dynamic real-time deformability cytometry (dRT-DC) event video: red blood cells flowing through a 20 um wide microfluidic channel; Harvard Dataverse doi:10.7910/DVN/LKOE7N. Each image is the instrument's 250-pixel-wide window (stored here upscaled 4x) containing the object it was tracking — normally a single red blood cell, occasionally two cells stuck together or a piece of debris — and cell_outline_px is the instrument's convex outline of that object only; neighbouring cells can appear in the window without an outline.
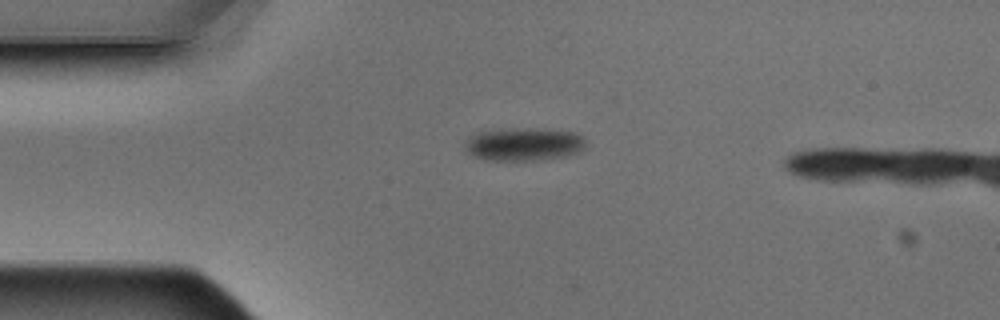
{"species": "Egyptian fruit bat (a non-hibernating species)", "species_latin": "Rousettus aegyptiacus", "temperature_condition": "warm", "stored_images_in_passage": 7, "camera_frame_rate_fps": 3000, "um_per_image_px": 0.085, "animal": {"sex": "male"}, "frame": {"image": 1, "passage_image": 1, "time_ms": 0.0, "image_size_px": [1000, 320], "cell_outline_px": [[584, 148], [576, 152], [564, 156], [532, 160], [488, 160], [476, 156], [468, 152], [464, 148], [464, 144], [468, 136], [480, 132], [512, 128], [528, 128], [576, 132], [584, 140]], "centroid_in_image_um": [44.48, 12.25], "position_along_channel_um": 40.5, "area_um2": 22.89}}
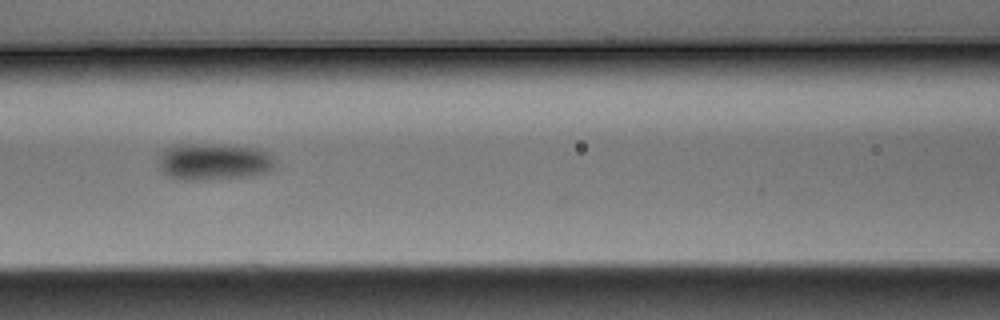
{"frame": {"image": 2, "passage_image": 4, "time_ms": 1.0, "image_size_px": [1000, 320], "cell_outline_px": [[276, 160], [272, 168], [264, 172], [252, 176], [204, 180], [184, 180], [168, 176], [160, 168], [160, 156], [172, 144], [204, 144], [256, 148], [268, 152]], "centroid_in_image_um": [18.18, 13.75], "position_along_channel_um": 148.4, "area_um2": 24.74}}
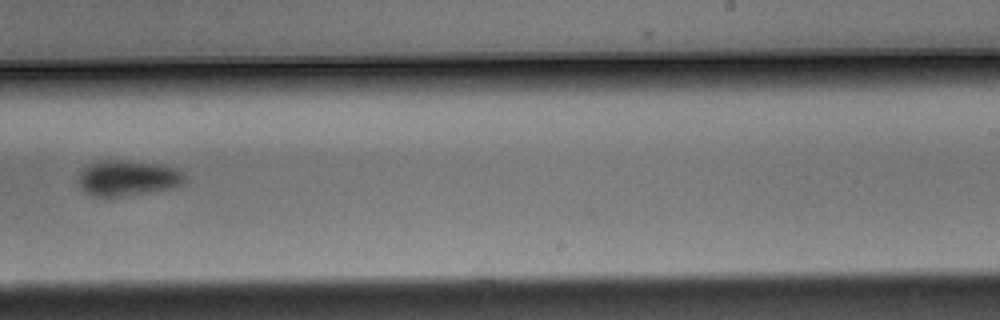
{"frame": {"image": 3, "passage_image": 7, "time_ms": 2.0, "image_size_px": [1000, 320], "cell_outline_px": [[184, 180], [180, 184], [172, 188], [108, 200], [88, 196], [80, 188], [76, 180], [80, 172], [84, 168], [100, 160], [116, 160], [156, 164], [180, 168], [184, 176]], "centroid_in_image_um": [10.77, 15.2], "position_along_channel_um": 278.2, "area_um2": 22.72}}